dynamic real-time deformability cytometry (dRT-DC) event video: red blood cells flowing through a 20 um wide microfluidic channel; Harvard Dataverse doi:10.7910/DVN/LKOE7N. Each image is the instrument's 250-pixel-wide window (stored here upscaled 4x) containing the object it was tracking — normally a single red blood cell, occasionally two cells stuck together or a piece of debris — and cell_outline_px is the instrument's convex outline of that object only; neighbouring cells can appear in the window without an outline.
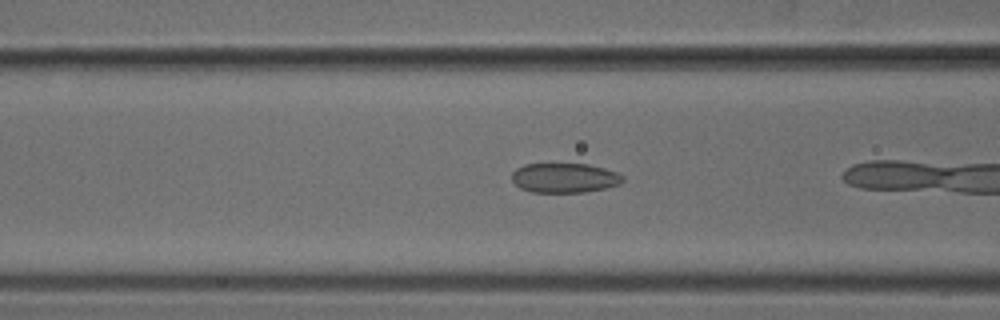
{"species": "common noctule bat (a hibernating species)", "species_latin": "Nyctalus noctula", "temperature_condition": "cold", "stored_images_in_passage": 7, "camera_frame_rate_fps": 3000, "um_per_image_px": 0.085, "animal": {"sex": "male", "body_mass_g": 18.8}, "frame": {"image": 1, "passage_image": 5, "time_ms": 1.333, "image_size_px": [1000, 320], "cell_outline_px": [[624, 180], [620, 184], [604, 188], [584, 192], [532, 192], [520, 188], [512, 180], [512, 172], [516, 168], [524, 164], [588, 164], [604, 168], [616, 172], [624, 176]], "centroid_in_image_um": [47.98, 15.12], "position_along_channel_um": 118.6, "area_um2": 19.13}}